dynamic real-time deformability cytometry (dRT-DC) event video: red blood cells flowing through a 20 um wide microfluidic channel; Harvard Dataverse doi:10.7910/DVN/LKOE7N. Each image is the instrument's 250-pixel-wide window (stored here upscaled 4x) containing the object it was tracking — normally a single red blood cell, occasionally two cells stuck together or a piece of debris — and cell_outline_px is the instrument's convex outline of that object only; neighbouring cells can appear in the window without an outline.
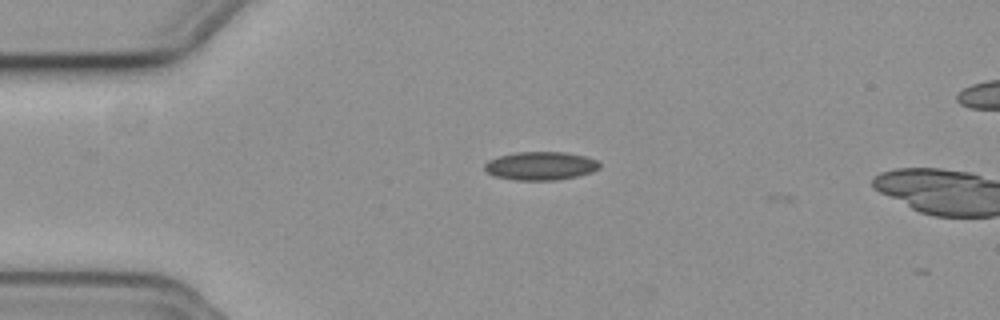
{"species": "common noctule bat (a hibernating species)", "species_latin": "Nyctalus noctula", "temperature_condition": "cold", "stored_images_in_passage": 3, "camera_frame_rate_fps": 3000, "um_per_image_px": 0.085, "animal": {"sex": "female", "body_mass_g": 19.3, "forearm_length_mm": 54.1}, "frame": {"image": 1, "passage_image": 2, "time_ms": 0.333, "image_size_px": [1000, 320], "cell_outline_px": [[600, 168], [592, 172], [576, 176], [556, 180], [516, 180], [492, 176], [484, 168], [484, 164], [488, 160], [500, 156], [516, 152], [564, 152], [584, 156], [596, 160], [600, 164]], "centroid_in_image_um": [45.93, 14.1], "position_along_channel_um": 39.1, "area_um2": 18.96}}